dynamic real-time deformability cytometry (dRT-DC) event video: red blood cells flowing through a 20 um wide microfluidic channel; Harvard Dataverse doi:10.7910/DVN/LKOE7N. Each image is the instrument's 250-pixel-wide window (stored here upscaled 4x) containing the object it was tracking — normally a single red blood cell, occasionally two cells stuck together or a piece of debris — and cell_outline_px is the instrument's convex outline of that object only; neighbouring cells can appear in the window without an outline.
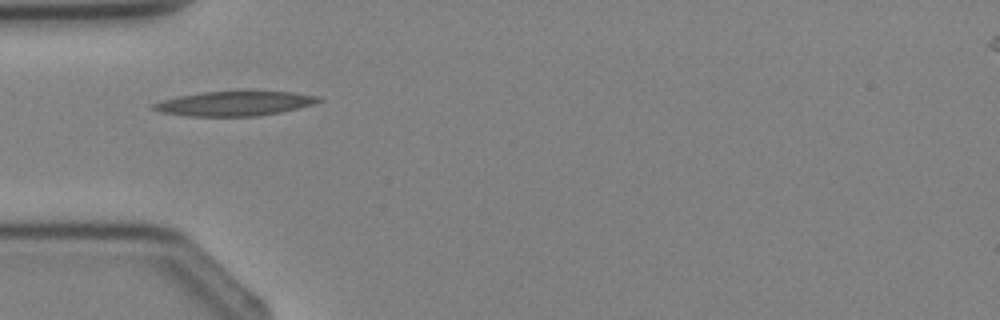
{"species": "Egyptian fruit bat (a non-hibernating species)", "species_latin": "Rousettus aegyptiacus", "temperature_condition": "cold", "stored_images_in_passage": 4, "camera_frame_rate_fps": 3000, "um_per_image_px": 0.085, "animal": {"sex": "female"}, "frame": {"image": 1, "passage_image": 3, "time_ms": 2.333, "image_size_px": [1000, 320], "cell_outline_px": [[324, 100], [312, 104], [280, 112], [256, 116], [188, 116], [160, 112], [152, 108], [152, 104], [160, 100], [180, 96], [204, 92], [244, 88], [252, 88], [296, 92], [320, 96]], "centroid_in_image_um": [20.01, 8.74], "position_along_channel_um": 65.0, "area_um2": 24.8}}
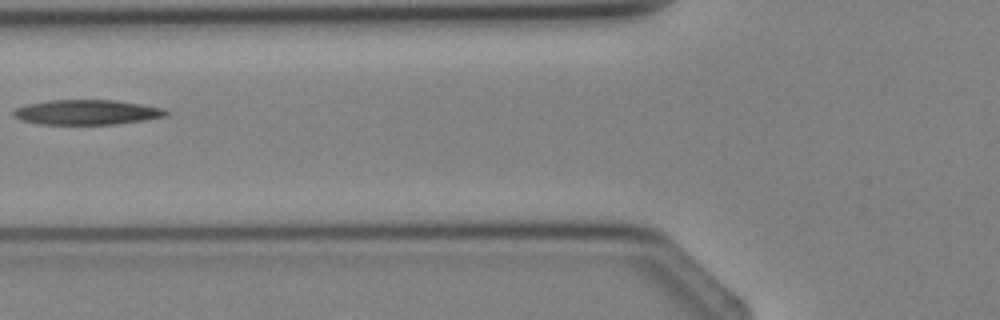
{"frame": {"image": 2, "passage_image": 4, "time_ms": 3.333, "image_size_px": [1000, 320], "cell_outline_px": [[168, 116], [144, 120], [116, 124], [36, 124], [20, 120], [12, 116], [12, 112], [16, 108], [28, 104], [52, 100], [116, 100], [164, 108], [168, 112]], "centroid_in_image_um": [7.37, 9.54], "position_along_channel_um": 118.4, "area_um2": 22.2}}